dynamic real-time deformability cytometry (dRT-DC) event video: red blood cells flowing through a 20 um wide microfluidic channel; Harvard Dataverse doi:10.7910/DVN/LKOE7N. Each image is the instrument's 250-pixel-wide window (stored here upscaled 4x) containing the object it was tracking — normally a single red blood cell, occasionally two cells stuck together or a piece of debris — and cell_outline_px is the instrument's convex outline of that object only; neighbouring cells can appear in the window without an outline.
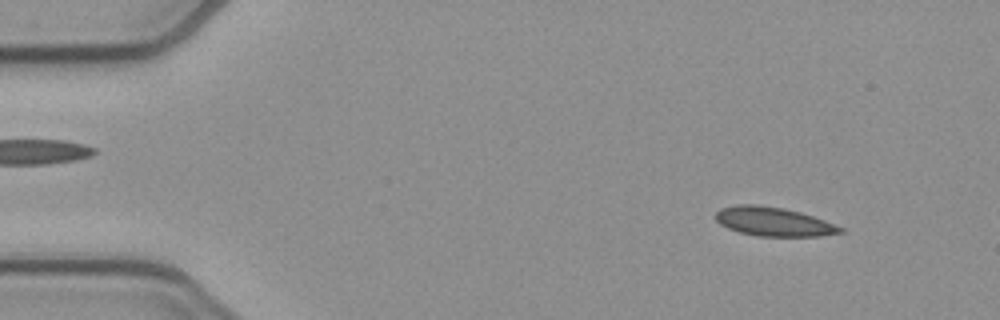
{"species": "common noctule bat (a hibernating species)", "species_latin": "Nyctalus noctula", "temperature_condition": "cold", "stored_images_in_passage": 50, "camera_frame_rate_fps": 3000, "um_per_image_px": 0.085, "animal": {"sex": "female", "body_mass_g": 21.9}, "frame": {"image": 1, "passage_image": 5, "time_ms": 1.333, "image_size_px": [1000, 320], "cell_outline_px": [[844, 232], [820, 236], [756, 236], [740, 232], [728, 228], [720, 224], [712, 216], [720, 208], [736, 204], [756, 204], [784, 208], [800, 212], [824, 220], [844, 228]], "centroid_in_image_um": [65.71, 18.83], "position_along_channel_um": 19.3, "area_um2": 21.15}}
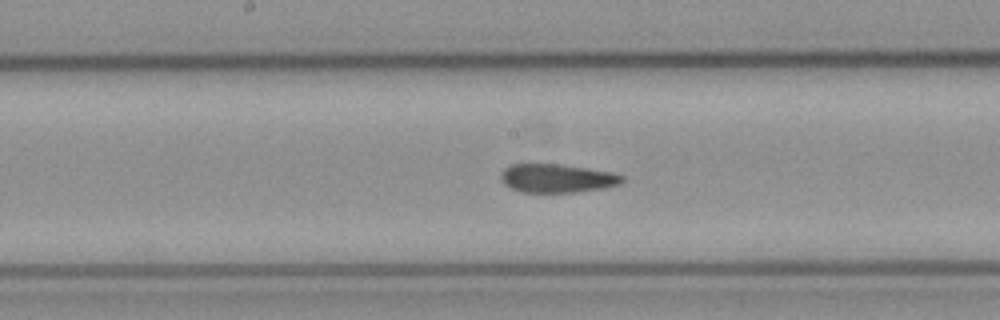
{"frame": {"image": 2, "passage_image": 26, "time_ms": 8.333, "image_size_px": [1000, 320], "cell_outline_px": [[624, 180], [620, 184], [604, 188], [576, 192], [520, 192], [504, 184], [500, 180], [500, 172], [508, 164], [560, 164], [588, 168], [612, 172], [624, 176]], "centroid_in_image_um": [47.32, 15.15], "position_along_channel_um": 200.9, "area_um2": 20.4}}
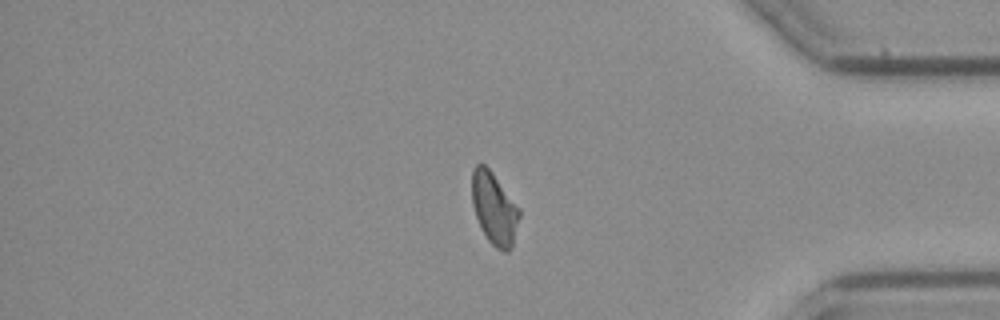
{"frame": {"image": 3, "passage_image": 43, "time_ms": 14.0, "image_size_px": [1000, 320], "cell_outline_px": [[520, 216], [512, 248], [508, 252], [504, 252], [496, 248], [488, 240], [480, 228], [472, 204], [472, 168], [476, 164], [484, 164], [492, 172], [520, 208]], "centroid_in_image_um": [42.01, 17.73], "position_along_channel_um": 393.2, "area_um2": 20.06}}